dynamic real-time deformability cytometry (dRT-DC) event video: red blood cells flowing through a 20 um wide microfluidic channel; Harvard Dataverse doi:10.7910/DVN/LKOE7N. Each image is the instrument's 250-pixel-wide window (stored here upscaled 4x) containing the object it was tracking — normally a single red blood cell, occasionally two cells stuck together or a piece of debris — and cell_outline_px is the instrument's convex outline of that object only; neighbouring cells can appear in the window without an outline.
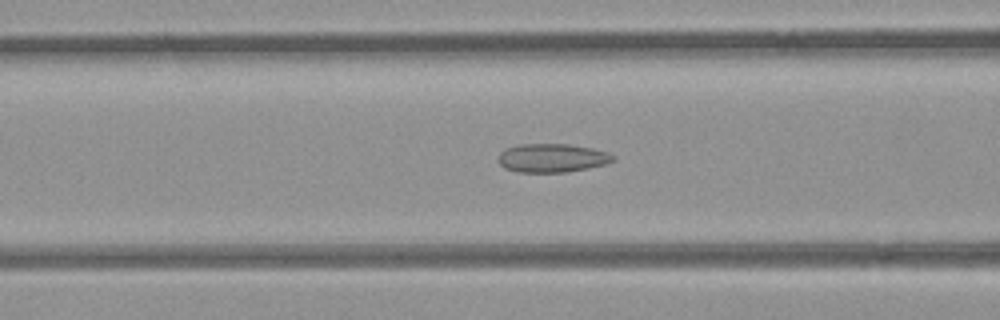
{"species": "common noctule bat (a hibernating species)", "species_latin": "Nyctalus noctula", "temperature_condition": "room temperature", "stored_images_in_passage": 48, "camera_frame_rate_fps": 3000, "um_per_image_px": 0.085, "animal": {"sex": "female", "body_mass_g": 21.9}, "frame": {"image": 1, "passage_image": 16, "time_ms": 5.0, "image_size_px": [1000, 320], "cell_outline_px": [[616, 156], [612, 160], [604, 164], [588, 168], [564, 172], [516, 172], [504, 168], [500, 164], [500, 152], [508, 148], [520, 144], [568, 144], [592, 148], [608, 152]], "centroid_in_image_um": [46.93, 13.43], "position_along_channel_um": 119.7, "area_um2": 18.96}}
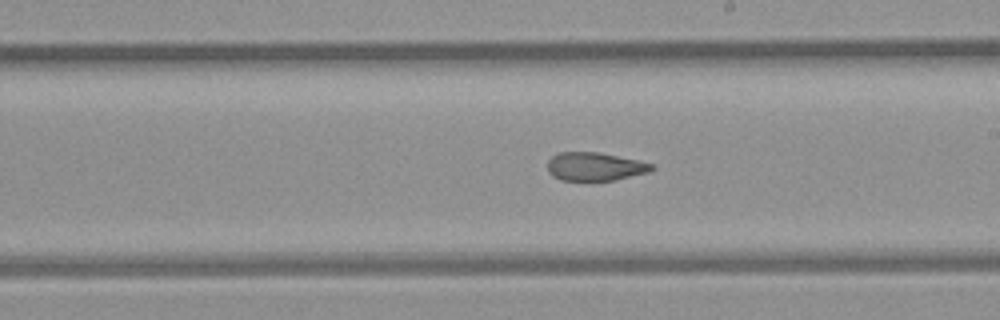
{"frame": {"image": 2, "passage_image": 25, "time_ms": 8.0, "image_size_px": [1000, 320], "cell_outline_px": [[656, 168], [648, 172], [616, 180], [560, 180], [552, 176], [548, 172], [548, 160], [552, 156], [560, 152], [596, 152], [636, 160], [652, 164]], "centroid_in_image_um": [50.54, 14.16], "position_along_channel_um": 238.5, "area_um2": 17.05}}
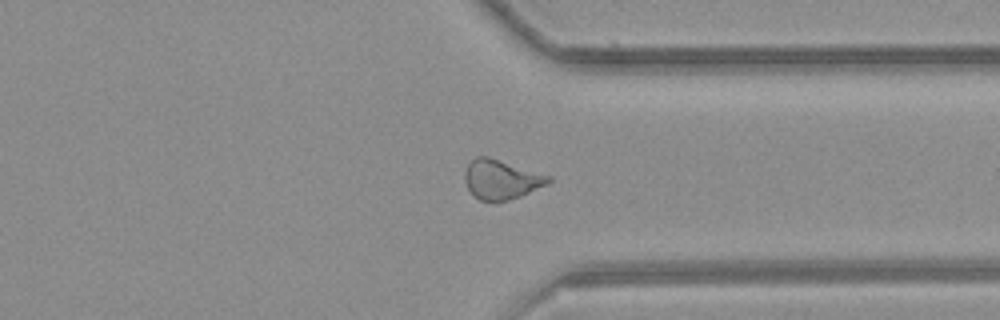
{"frame": {"image": 3, "passage_image": 35, "time_ms": 11.333, "image_size_px": [1000, 320], "cell_outline_px": [[552, 180], [548, 184], [520, 196], [508, 200], [480, 200], [468, 188], [464, 180], [464, 172], [468, 164], [476, 156], [488, 156], [552, 176]], "centroid_in_image_um": [42.62, 15.23], "position_along_channel_um": 368.8, "area_um2": 19.07}, "authors_computed_cell_mechanics": {"area_um2": 19.2763, "velocity_mm_per_s": 3.947, "shape_relaxation_time_tau1_ms": null, "shape_relaxation_time_tau2_ms": 1.7945, "deformation_change_tau1": null, "deformation_change_tau2": 0.0786}}